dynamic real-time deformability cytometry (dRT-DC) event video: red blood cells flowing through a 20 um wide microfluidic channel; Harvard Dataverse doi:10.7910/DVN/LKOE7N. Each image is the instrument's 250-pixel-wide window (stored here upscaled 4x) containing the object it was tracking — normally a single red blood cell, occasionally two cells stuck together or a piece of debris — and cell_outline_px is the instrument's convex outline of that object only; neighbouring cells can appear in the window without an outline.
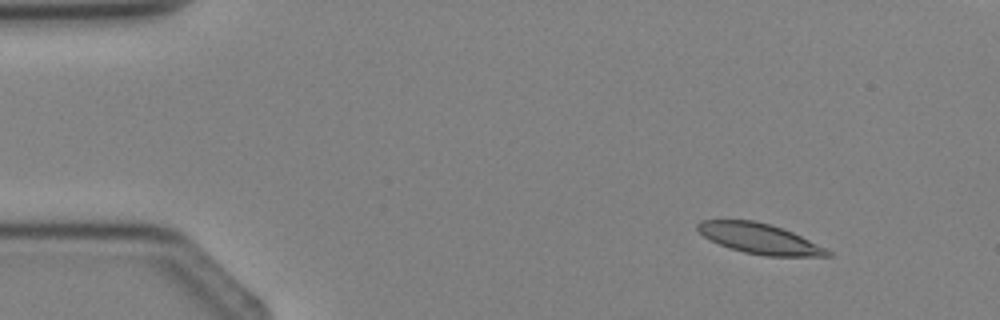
{"species": "Egyptian fruit bat (a non-hibernating species)", "species_latin": "Rousettus aegyptiacus", "temperature_condition": "cold", "stored_images_in_passage": 5, "camera_frame_rate_fps": 3000, "um_per_image_px": 0.085, "animal": {"sex": "female"}, "frame": {"image": 1, "passage_image": 2, "time_ms": 1.0, "image_size_px": [1000, 320], "cell_outline_px": [[832, 256], [764, 256], [744, 252], [720, 244], [704, 236], [696, 228], [696, 224], [700, 220], [752, 220], [768, 224], [792, 232], [832, 252]], "centroid_in_image_um": [64.53, 20.28], "position_along_channel_um": 20.5, "area_um2": 22.43}}